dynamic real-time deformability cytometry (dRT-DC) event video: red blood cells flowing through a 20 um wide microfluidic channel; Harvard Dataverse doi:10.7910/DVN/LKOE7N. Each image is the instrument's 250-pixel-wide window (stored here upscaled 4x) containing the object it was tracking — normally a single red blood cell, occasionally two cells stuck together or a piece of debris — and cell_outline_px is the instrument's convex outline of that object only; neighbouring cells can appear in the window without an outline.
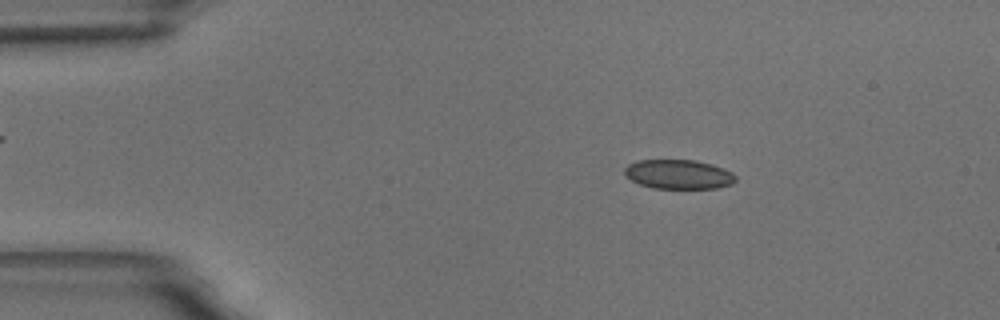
{"species": "common noctule bat (a hibernating species)", "species_latin": "Nyctalus noctula", "temperature_condition": "room temperature", "stored_images_in_passage": 56, "camera_frame_rate_fps": 3000, "um_per_image_px": 0.085, "animal": {"sex": "male", "body_mass_g": 18.8}, "frame": {"image": 1, "passage_image": 9, "time_ms": 2.667, "image_size_px": [1000, 320], "cell_outline_px": [[736, 180], [732, 184], [716, 188], [652, 188], [640, 184], [624, 176], [624, 168], [628, 164], [636, 160], [692, 160], [712, 164], [732, 172], [736, 176]], "centroid_in_image_um": [57.65, 14.81], "position_along_channel_um": 27.3, "area_um2": 19.02}}
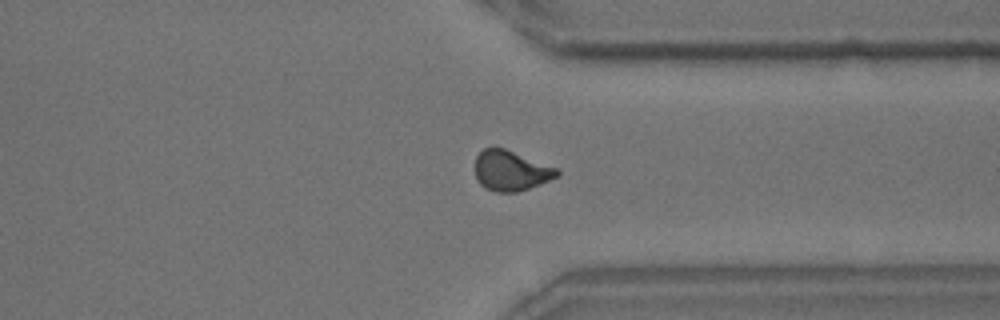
{"frame": {"image": 2, "passage_image": 43, "time_ms": 14.0, "image_size_px": [1000, 320], "cell_outline_px": [[560, 176], [540, 184], [516, 192], [496, 192], [484, 188], [476, 180], [476, 156], [484, 148], [504, 148], [556, 168], [560, 172]], "centroid_in_image_um": [43.41, 14.52], "position_along_channel_um": 368.0, "area_um2": 19.02}}
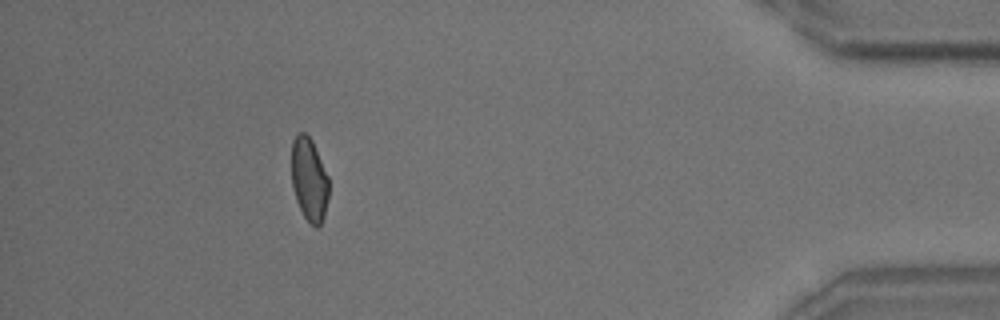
{"frame": {"image": 3, "passage_image": 51, "time_ms": 16.667, "image_size_px": [1000, 320], "cell_outline_px": [[328, 196], [324, 216], [320, 224], [316, 228], [304, 216], [296, 200], [292, 188], [292, 140], [296, 132], [304, 132], [312, 140], [328, 176]], "centroid_in_image_um": [26.26, 15.22], "position_along_channel_um": 408.9, "area_um2": 18.03}, "authors_computed_cell_mechanics": {"area_um2": 19.1318, "velocity_mm_per_s": 3.5301, "shape_relaxation_time_tau1_ms": 8.4271, "shape_relaxation_time_tau2_ms": 1.4082, "deformation_change_tau1": 0.1338, "deformation_change_tau2": 0.0714}}